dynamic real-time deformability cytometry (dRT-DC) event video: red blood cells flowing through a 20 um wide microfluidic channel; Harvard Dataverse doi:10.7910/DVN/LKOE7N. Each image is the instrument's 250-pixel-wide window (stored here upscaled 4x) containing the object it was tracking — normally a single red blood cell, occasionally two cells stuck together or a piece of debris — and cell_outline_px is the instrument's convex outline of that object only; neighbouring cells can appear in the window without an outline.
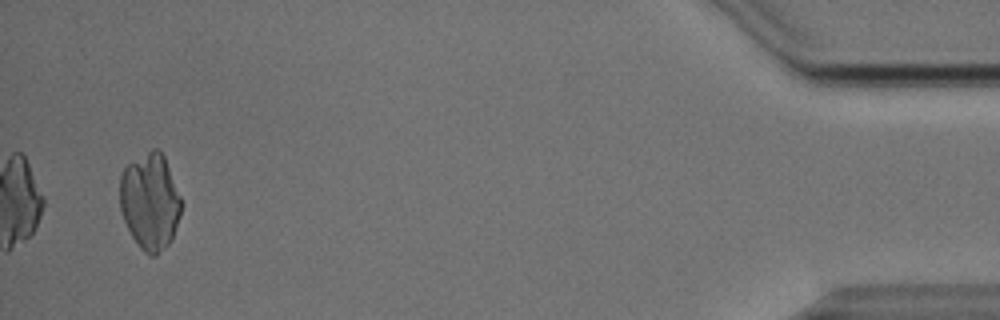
{"species": "Egyptian fruit bat (a non-hibernating species)", "species_latin": "Rousettus aegyptiacus", "temperature_condition": "cold", "stored_images_in_passage": 37, "camera_frame_rate_fps": 3000, "um_per_image_px": 0.085, "animal": {"sex": "male"}, "frame": {"image": 1, "passage_image": 37, "time_ms": 12.0, "image_size_px": [1000, 320], "cell_outline_px": [[180, 216], [172, 240], [156, 256], [152, 256], [144, 252], [140, 248], [132, 236], [120, 212], [120, 176], [124, 168], [128, 164], [152, 148], [156, 148], [164, 156], [180, 196]], "centroid_in_image_um": [12.74, 17.14], "position_along_channel_um": 422.5, "area_um2": 34.33}}